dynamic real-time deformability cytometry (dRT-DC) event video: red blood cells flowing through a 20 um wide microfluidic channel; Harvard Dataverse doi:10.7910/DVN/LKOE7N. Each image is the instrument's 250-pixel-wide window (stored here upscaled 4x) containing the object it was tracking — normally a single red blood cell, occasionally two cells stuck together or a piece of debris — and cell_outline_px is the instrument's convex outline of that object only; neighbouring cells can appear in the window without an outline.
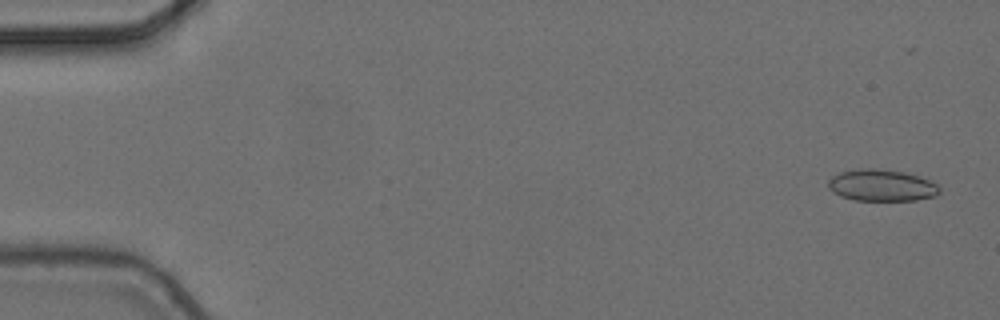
{"species": "common noctule bat (a hibernating species)", "species_latin": "Nyctalus noctula", "temperature_condition": "cold", "stored_images_in_passage": 5, "camera_frame_rate_fps": 3000, "um_per_image_px": 0.085, "animal": {"sex": "female", "body_mass_g": 24.6, "forearm_length_mm": 56.2}, "frame": {"image": 1, "passage_image": 1, "time_ms": 0.0, "image_size_px": [1000, 320], "cell_outline_px": [[940, 192], [936, 196], [916, 200], [856, 200], [840, 196], [832, 192], [828, 188], [828, 180], [832, 176], [840, 172], [864, 168], [876, 168], [904, 172], [928, 180], [936, 184], [940, 188]], "centroid_in_image_um": [74.91, 15.76], "position_along_channel_um": 10.1, "area_um2": 20.46}}